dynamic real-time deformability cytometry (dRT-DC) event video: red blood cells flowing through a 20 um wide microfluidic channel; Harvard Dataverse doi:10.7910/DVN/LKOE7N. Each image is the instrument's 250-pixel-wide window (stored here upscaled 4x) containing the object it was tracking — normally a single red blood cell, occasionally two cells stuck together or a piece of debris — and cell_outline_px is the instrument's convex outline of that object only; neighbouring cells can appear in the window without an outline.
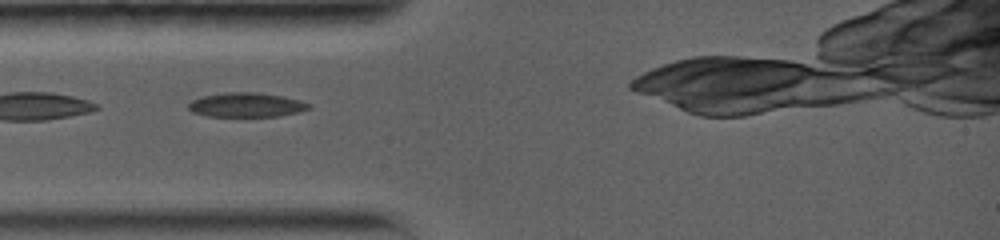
{"species": "common noctule bat (a hibernating species)", "species_latin": "Nyctalus noctula", "temperature_condition": "warm", "stored_images_in_passage": 31, "camera_frame_rate_fps": 5000, "um_per_image_px": 0.085, "animal": {"sex": "female", "body_mass_g": 19.0, "forearm_length_mm": 56.7}, "frame": {"image": 1, "passage_image": 1, "time_ms": 0.0, "image_size_px": [1000, 240], "cell_outline_px": [[312, 108], [300, 112], [276, 116], [208, 116], [192, 112], [188, 108], [188, 104], [192, 100], [200, 96], [224, 92], [256, 92], [284, 96], [300, 100], [312, 104]], "centroid_in_image_um": [20.96, 8.9], "position_along_channel_um": 64.0, "area_um2": 17.28}}